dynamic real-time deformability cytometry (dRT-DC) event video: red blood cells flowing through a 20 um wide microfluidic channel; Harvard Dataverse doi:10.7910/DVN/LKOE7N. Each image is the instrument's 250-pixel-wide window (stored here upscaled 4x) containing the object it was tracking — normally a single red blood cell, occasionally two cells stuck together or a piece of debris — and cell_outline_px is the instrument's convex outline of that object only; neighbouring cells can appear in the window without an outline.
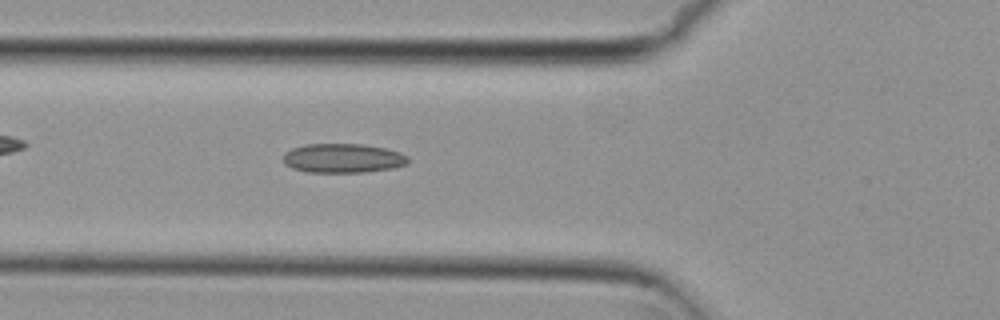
{"species": "common noctule bat (a hibernating species)", "species_latin": "Nyctalus noctula", "temperature_condition": "cold", "stored_images_in_passage": 54, "camera_frame_rate_fps": 3000, "um_per_image_px": 0.085, "animal": {"sex": "female", "body_mass_g": 29.2, "forearm_length_mm": 56.3}, "frame": {"image": 1, "passage_image": 19, "time_ms": 6.0, "image_size_px": [1000, 320], "cell_outline_px": [[408, 164], [392, 168], [364, 172], [308, 172], [292, 168], [284, 164], [284, 152], [292, 148], [304, 144], [364, 144], [384, 148], [400, 152], [408, 156]], "centroid_in_image_um": [29.14, 13.44], "position_along_channel_um": 96.7, "area_um2": 21.33}}
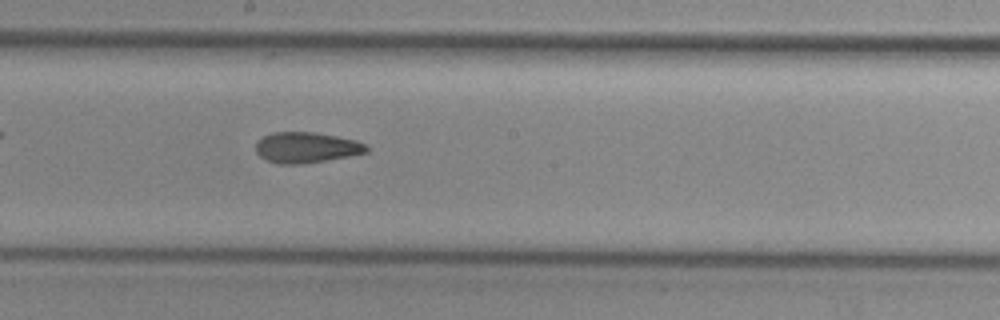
{"frame": {"image": 2, "passage_image": 29, "time_ms": 9.333, "image_size_px": [1000, 320], "cell_outline_px": [[368, 152], [348, 156], [300, 164], [276, 164], [260, 156], [256, 152], [256, 144], [264, 136], [272, 132], [316, 132], [356, 140], [364, 144], [368, 148]], "centroid_in_image_um": [26.03, 12.53], "position_along_channel_um": 222.2, "area_um2": 19.59}}
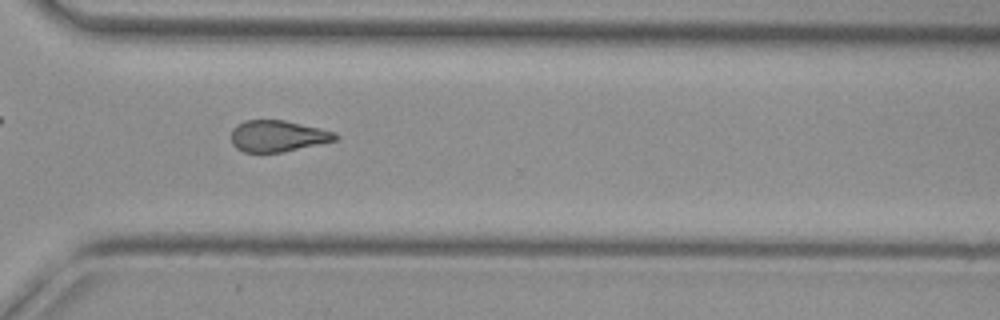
{"frame": {"image": 3, "passage_image": 39, "time_ms": 12.667, "image_size_px": [1000, 320], "cell_outline_px": [[340, 136], [336, 140], [280, 152], [244, 152], [236, 148], [232, 144], [232, 128], [236, 124], [244, 120], [284, 120], [320, 128], [336, 132]], "centroid_in_image_um": [23.59, 11.55], "position_along_channel_um": 347.0, "area_um2": 18.96}, "authors_computed_cell_mechanics": {"area_um2": 20.23, "velocity_mm_per_s": 3.7479, "shape_relaxation_time_tau1_ms": null, "shape_relaxation_time_tau2_ms": 6.7232, "deformation_change_tau1": null, "deformation_change_tau2": 0.1602}}